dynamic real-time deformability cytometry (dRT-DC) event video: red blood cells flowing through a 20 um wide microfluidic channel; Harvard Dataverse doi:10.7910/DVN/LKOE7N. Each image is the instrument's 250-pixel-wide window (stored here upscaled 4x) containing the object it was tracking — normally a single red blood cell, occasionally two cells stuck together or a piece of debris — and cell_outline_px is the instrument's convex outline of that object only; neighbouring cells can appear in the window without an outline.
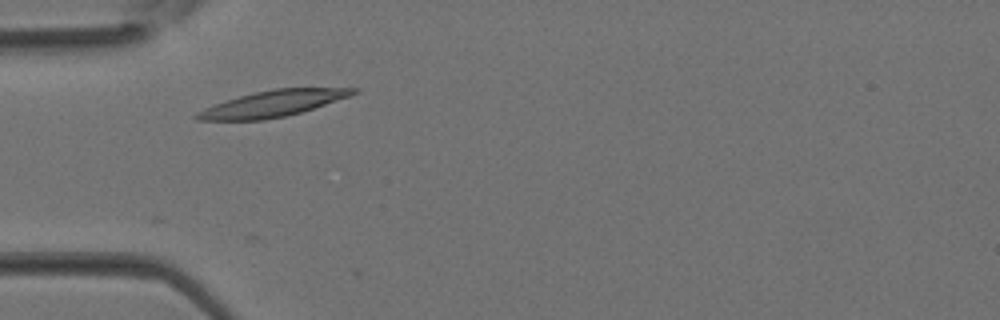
{"species": "Egyptian fruit bat (a non-hibernating species)", "species_latin": "Rousettus aegyptiacus", "temperature_condition": "room temperature", "stored_images_in_passage": 5, "camera_frame_rate_fps": 3000, "um_per_image_px": 0.085, "animal": {"sex": "female"}, "frame": {"image": 1, "passage_image": 2, "time_ms": 0.333, "image_size_px": [1000, 320], "cell_outline_px": [[360, 92], [352, 96], [300, 112], [284, 116], [264, 120], [196, 120], [192, 116], [196, 112], [204, 108], [240, 96], [272, 88], [360, 88]], "centroid_in_image_um": [23.22, 8.8], "position_along_channel_um": 61.8, "area_um2": 23.7}}
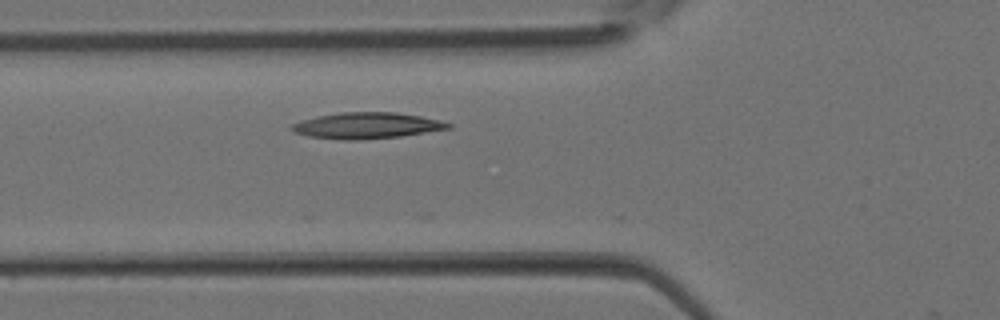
{"frame": {"image": 2, "passage_image": 4, "time_ms": 1.0, "image_size_px": [1000, 320], "cell_outline_px": [[452, 128], [400, 136], [356, 140], [344, 140], [308, 136], [292, 132], [288, 128], [292, 124], [300, 120], [316, 116], [340, 112], [396, 112], [420, 116], [440, 120], [452, 124]], "centroid_in_image_um": [31.12, 10.67], "position_along_channel_um": 94.7, "area_um2": 23.93}}